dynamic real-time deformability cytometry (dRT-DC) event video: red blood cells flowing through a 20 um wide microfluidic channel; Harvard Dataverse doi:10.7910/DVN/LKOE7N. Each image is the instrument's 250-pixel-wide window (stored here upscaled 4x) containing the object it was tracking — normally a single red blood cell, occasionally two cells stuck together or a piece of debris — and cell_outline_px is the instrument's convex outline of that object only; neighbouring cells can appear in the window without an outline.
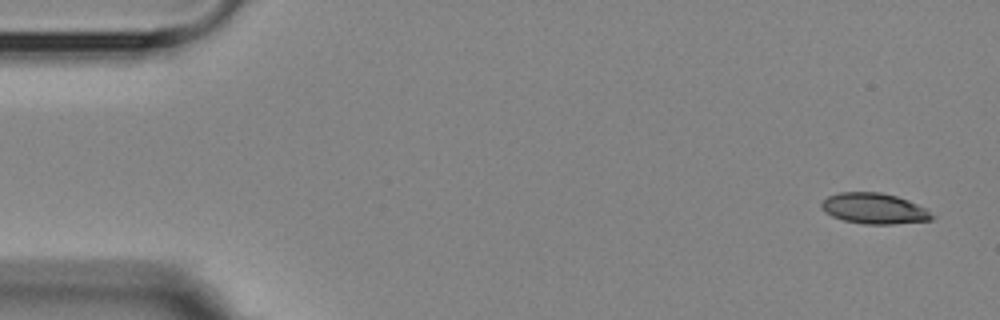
{"species": "Egyptian fruit bat (a non-hibernating species)", "species_latin": "Rousettus aegyptiacus", "temperature_condition": "room temperature", "stored_images_in_passage": 5, "camera_frame_rate_fps": 3000, "um_per_image_px": 0.085, "animal": {"sex": "female"}, "frame": {"image": 1, "passage_image": 1, "time_ms": 0.0, "image_size_px": [1000, 320], "cell_outline_px": [[936, 216], [932, 220], [892, 224], [864, 224], [844, 220], [832, 216], [824, 212], [820, 208], [820, 204], [828, 196], [840, 192], [880, 192], [896, 196], [908, 200], [924, 208]], "centroid_in_image_um": [74.29, 17.72], "position_along_channel_um": 10.7, "area_um2": 19.77}}
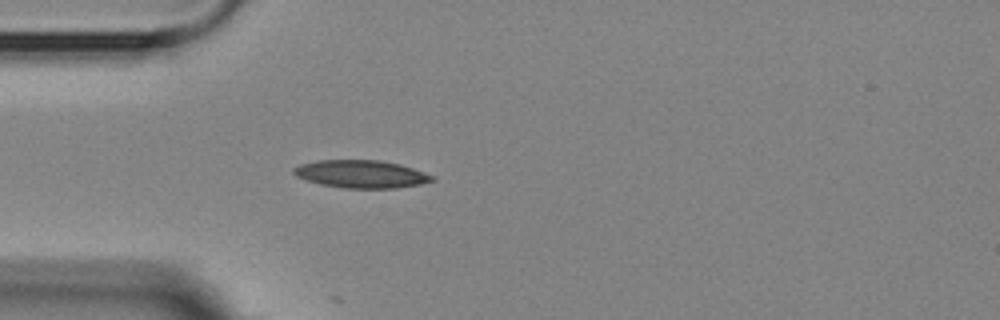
{"frame": {"image": 2, "passage_image": 5, "time_ms": 4.333, "image_size_px": [1000, 320], "cell_outline_px": [[436, 180], [420, 184], [396, 188], [344, 188], [320, 184], [296, 176], [292, 172], [292, 168], [300, 164], [316, 160], [380, 160], [400, 164], [436, 176]], "centroid_in_image_um": [30.71, 14.79], "position_along_channel_um": 54.3, "area_um2": 22.48}}